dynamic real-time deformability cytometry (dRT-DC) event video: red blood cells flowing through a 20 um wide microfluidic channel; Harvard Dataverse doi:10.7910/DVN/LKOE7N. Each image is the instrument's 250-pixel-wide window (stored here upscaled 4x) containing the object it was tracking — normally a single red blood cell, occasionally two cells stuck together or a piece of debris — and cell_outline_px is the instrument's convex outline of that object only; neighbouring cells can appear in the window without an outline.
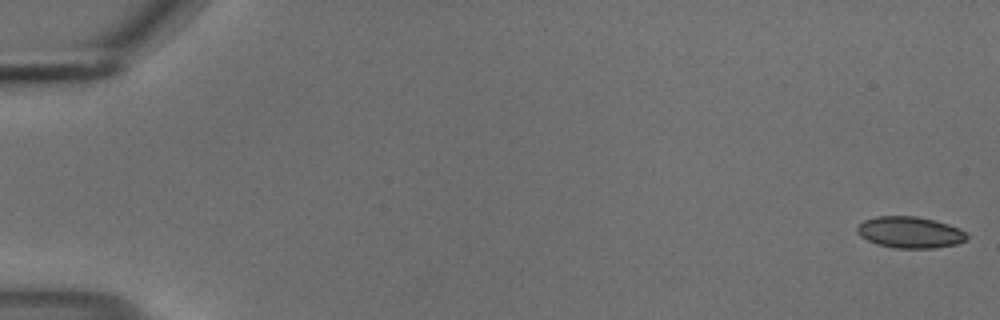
{"species": "common noctule bat (a hibernating species)", "species_latin": "Nyctalus noctula", "temperature_condition": "cold", "stored_images_in_passage": 55, "camera_frame_rate_fps": 3000, "um_per_image_px": 0.085, "animal": {"sex": "male", "body_mass_g": 18.8}, "frame": {"image": 1, "passage_image": 1, "time_ms": 0.0, "image_size_px": [1000, 320], "cell_outline_px": [[968, 240], [956, 244], [936, 248], [896, 248], [876, 244], [860, 236], [856, 232], [856, 228], [864, 220], [876, 216], [916, 216], [948, 224], [960, 228], [968, 236]], "centroid_in_image_um": [77.34, 19.75], "position_along_channel_um": 7.7, "area_um2": 20.11}}
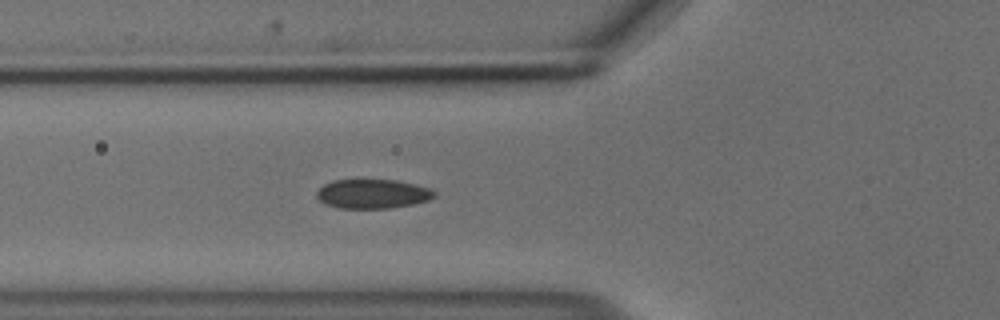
{"frame": {"image": 2, "passage_image": 21, "time_ms": 6.667, "image_size_px": [1000, 320], "cell_outline_px": [[436, 196], [428, 200], [412, 204], [392, 208], [340, 208], [324, 204], [316, 196], [316, 192], [324, 184], [332, 180], [356, 176], [396, 180], [416, 184], [428, 188], [436, 192]], "centroid_in_image_um": [31.62, 16.42], "position_along_channel_um": 94.2, "area_um2": 20.98}}
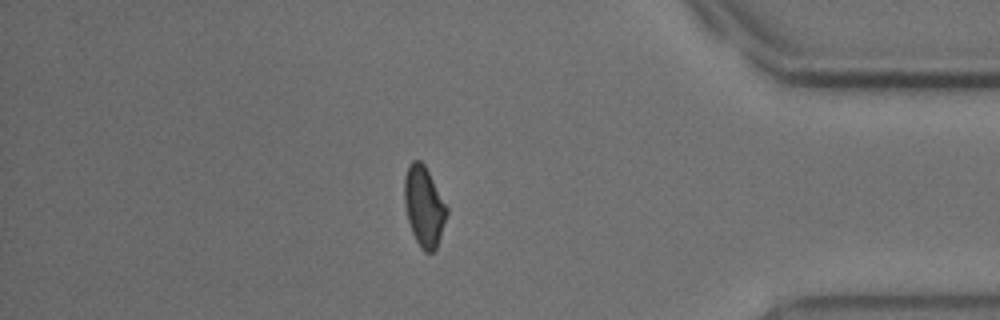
{"frame": {"image": 3, "passage_image": 48, "time_ms": 15.667, "image_size_px": [1000, 320], "cell_outline_px": [[448, 212], [436, 248], [432, 252], [424, 252], [420, 248], [412, 232], [408, 220], [404, 204], [404, 176], [408, 164], [412, 160], [420, 160], [424, 164], [448, 208]], "centroid_in_image_um": [36.02, 17.52], "position_along_channel_um": 399.2, "area_um2": 19.71}, "authors_computed_cell_mechanics": {"area_um2": 20.4034, "velocity_mm_per_s": 3.6973, "shape_relaxation_time_tau1_ms": 4.4819, "shape_relaxation_time_tau2_ms": 2.1, "deformation_change_tau1": 0.0985, "deformation_change_tau2": 0.0563}}